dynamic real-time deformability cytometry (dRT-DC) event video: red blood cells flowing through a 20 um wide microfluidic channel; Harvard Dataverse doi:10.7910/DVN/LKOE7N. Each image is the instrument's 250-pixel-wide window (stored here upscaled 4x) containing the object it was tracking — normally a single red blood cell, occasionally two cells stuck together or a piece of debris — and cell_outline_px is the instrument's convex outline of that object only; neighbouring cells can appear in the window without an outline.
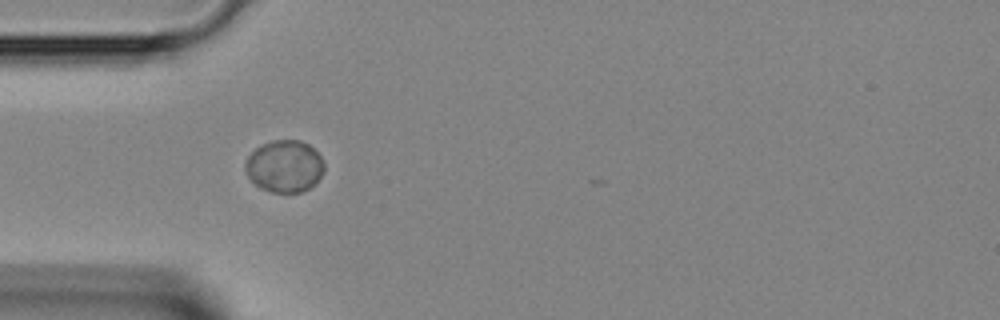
{"species": "Egyptian fruit bat (a non-hibernating species)", "species_latin": "Rousettus aegyptiacus", "temperature_condition": "room temperature", "stored_images_in_passage": 17, "camera_frame_rate_fps": 3000, "um_per_image_px": 0.085, "animal": {"sex": "female"}, "frame": {"image": 1, "passage_image": 1, "time_ms": 0.0, "image_size_px": [1000, 320], "cell_outline_px": [[324, 172], [308, 188], [300, 192], [272, 192], [260, 188], [248, 176], [244, 168], [244, 164], [248, 156], [260, 144], [272, 140], [300, 140], [308, 144], [320, 156], [324, 164]], "centroid_in_image_um": [24.16, 14.11], "position_along_channel_um": 60.8, "area_um2": 23.76}}
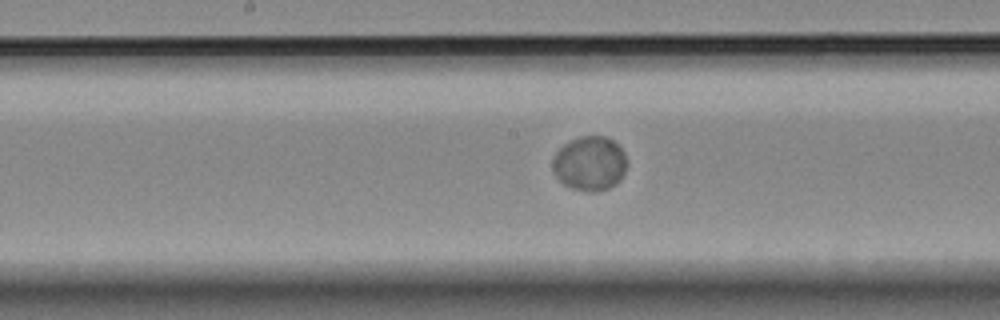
{"frame": {"image": 2, "passage_image": 10, "time_ms": 3.0, "image_size_px": [1000, 320], "cell_outline_px": [[628, 164], [620, 180], [616, 184], [608, 188], [596, 192], [592, 192], [572, 188], [564, 184], [556, 176], [552, 168], [552, 160], [556, 152], [564, 144], [580, 136], [604, 136], [612, 140], [624, 152], [628, 160]], "centroid_in_image_um": [50.14, 13.9], "position_along_channel_um": 198.1, "area_um2": 23.58}}
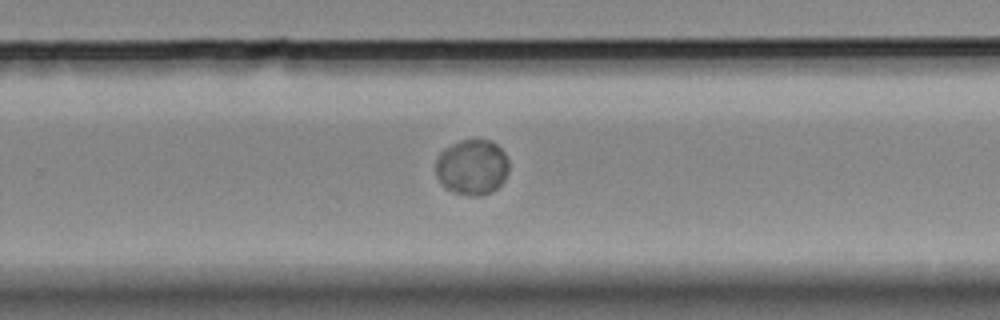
{"frame": {"image": 3, "passage_image": 16, "time_ms": 5.0, "image_size_px": [1000, 320], "cell_outline_px": [[508, 172], [504, 180], [496, 188], [488, 192], [476, 196], [472, 196], [456, 192], [448, 188], [436, 176], [436, 160], [440, 152], [444, 148], [460, 140], [492, 140], [504, 152], [508, 160]], "centroid_in_image_um": [40.13, 14.17], "position_along_channel_um": 289.7, "area_um2": 23.35}}